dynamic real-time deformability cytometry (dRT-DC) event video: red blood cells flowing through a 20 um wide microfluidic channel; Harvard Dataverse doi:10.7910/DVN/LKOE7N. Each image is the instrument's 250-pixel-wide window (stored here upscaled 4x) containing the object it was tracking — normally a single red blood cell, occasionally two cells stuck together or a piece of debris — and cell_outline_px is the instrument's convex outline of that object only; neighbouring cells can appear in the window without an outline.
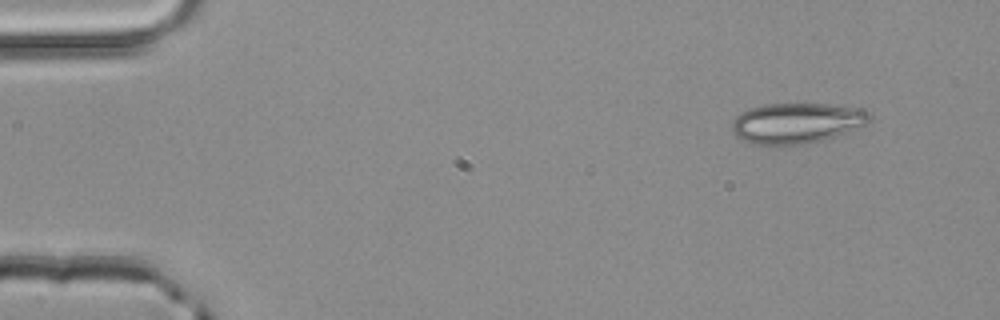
{"species": "common noctule bat (a hibernating species)", "species_latin": "Nyctalus noctula", "temperature_condition": "room temperature", "stored_images_in_passage": 2, "camera_frame_rate_fps": 3000, "um_per_image_px": 0.085, "animal": {"sex": "male", "body_mass_g": 20.4}, "frame": {"image": 1, "passage_image": 1, "time_ms": 0.0, "image_size_px": [1000, 320], "cell_outline_px": [[872, 120], [868, 124], [836, 136], [824, 140], [804, 144], [752, 144], [736, 136], [732, 132], [732, 120], [740, 112], [748, 108], [764, 104], [824, 104], [860, 108], [868, 112], [872, 116]], "centroid_in_image_um": [67.72, 10.45], "position_along_channel_um": 17.3, "area_um2": 32.6}}